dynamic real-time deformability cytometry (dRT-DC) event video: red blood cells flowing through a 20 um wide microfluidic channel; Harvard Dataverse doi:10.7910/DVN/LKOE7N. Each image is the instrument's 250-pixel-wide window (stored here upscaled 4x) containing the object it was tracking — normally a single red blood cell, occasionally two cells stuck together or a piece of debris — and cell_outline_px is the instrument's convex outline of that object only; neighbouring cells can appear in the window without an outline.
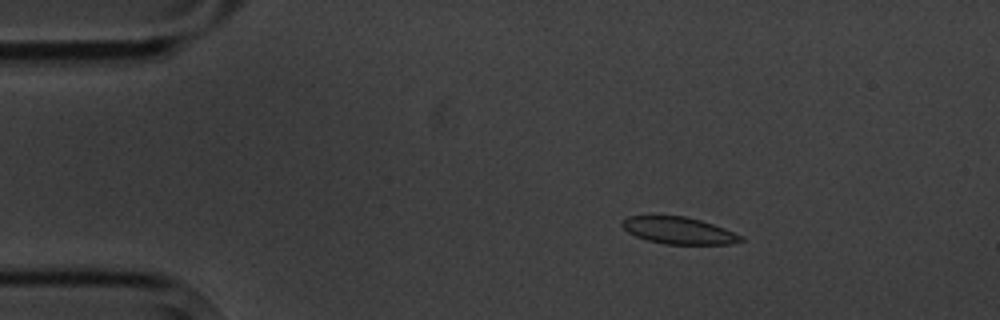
{"species": "common noctule bat (a hibernating species)", "species_latin": "Nyctalus noctula", "temperature_condition": "cold", "stored_images_in_passage": 6, "camera_frame_rate_fps": 3000, "um_per_image_px": 0.085, "animal": {"sex": "male", "body_mass_g": 20.1, "forearm_length_mm": 53.5}, "frame": {"image": 1, "passage_image": 3, "time_ms": 3.0, "image_size_px": [1000, 320], "cell_outline_px": [[744, 240], [728, 244], [664, 244], [648, 240], [636, 236], [628, 232], [620, 224], [628, 216], [684, 216], [700, 220], [724, 228], [744, 236]], "centroid_in_image_um": [57.7, 19.6], "position_along_channel_um": 27.3, "area_um2": 18.44}}
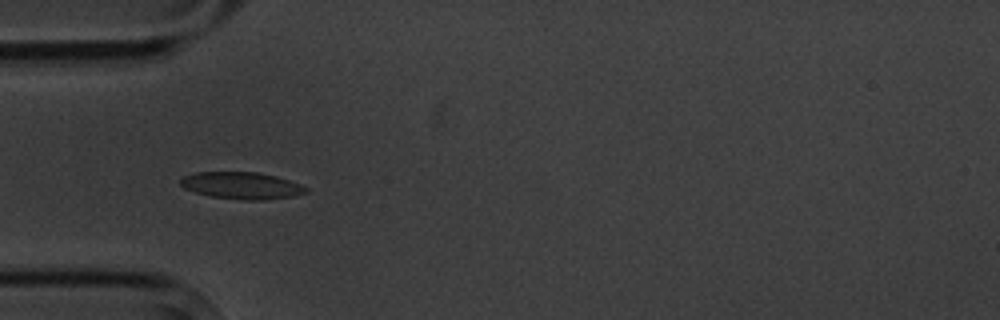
{"frame": {"image": 2, "passage_image": 5, "time_ms": 5.667, "image_size_px": [1000, 320], "cell_outline_px": [[308, 192], [292, 196], [264, 200], [240, 200], [212, 196], [196, 192], [184, 188], [180, 184], [180, 180], [184, 176], [196, 172], [256, 172], [276, 176], [300, 184], [308, 188]], "centroid_in_image_um": [20.55, 15.77], "position_along_channel_um": 64.5, "area_um2": 19.59}}
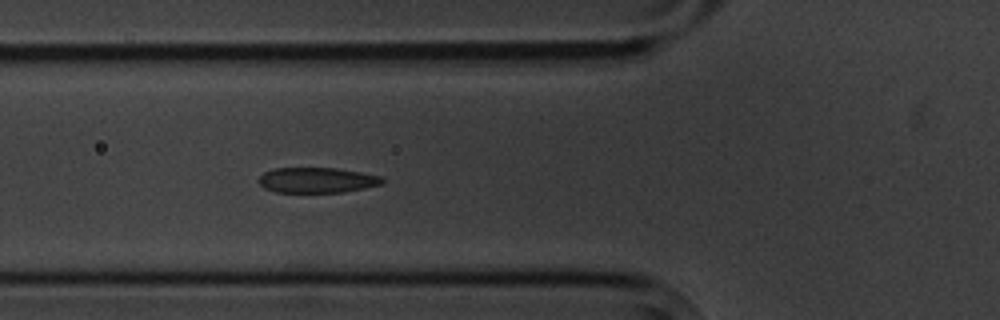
{"frame": {"image": 3, "passage_image": 6, "time_ms": 6.667, "image_size_px": [1000, 320], "cell_outline_px": [[384, 180], [380, 184], [364, 188], [340, 192], [276, 192], [264, 188], [260, 184], [260, 176], [264, 172], [276, 168], [336, 168], [360, 172], [380, 176]], "centroid_in_image_um": [26.92, 15.31], "position_along_channel_um": 98.9, "area_um2": 17.98}}